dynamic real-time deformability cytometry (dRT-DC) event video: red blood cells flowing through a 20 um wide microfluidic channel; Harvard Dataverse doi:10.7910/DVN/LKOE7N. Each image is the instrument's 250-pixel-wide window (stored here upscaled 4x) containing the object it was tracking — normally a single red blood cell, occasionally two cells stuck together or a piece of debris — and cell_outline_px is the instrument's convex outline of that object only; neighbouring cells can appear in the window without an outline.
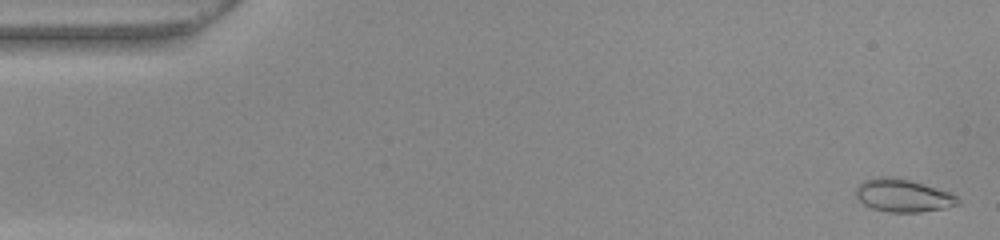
{"species": "common noctule bat (a hibernating species)", "species_latin": "Nyctalus noctula", "temperature_condition": "warm", "stored_images_in_passage": 30, "camera_frame_rate_fps": 3000, "um_per_image_px": 0.085, "animal": {"sex": "female", "body_mass_g": 22.0, "forearm_length_mm": 56.7}, "frame": {"image": 1, "passage_image": 2, "time_ms": 0.333, "image_size_px": [1000, 240], "cell_outline_px": [[960, 204], [944, 208], [920, 212], [888, 212], [868, 208], [856, 196], [856, 188], [864, 180], [876, 176], [896, 176], [952, 192], [960, 200]], "centroid_in_image_um": [76.76, 16.61], "position_along_channel_um": 8.2, "area_um2": 19.83}}
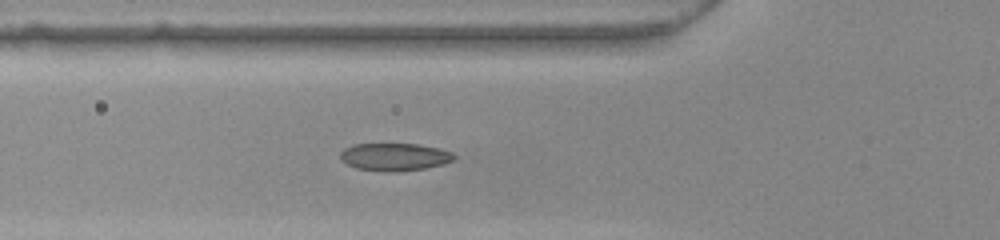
{"frame": {"image": 2, "passage_image": 19, "time_ms": 6.0, "image_size_px": [1000, 240], "cell_outline_px": [[456, 160], [444, 164], [424, 168], [396, 172], [392, 172], [356, 168], [340, 160], [340, 152], [344, 148], [356, 144], [420, 144], [452, 152], [456, 156]], "centroid_in_image_um": [33.56, 13.33], "position_along_channel_um": 92.2, "area_um2": 18.32}}
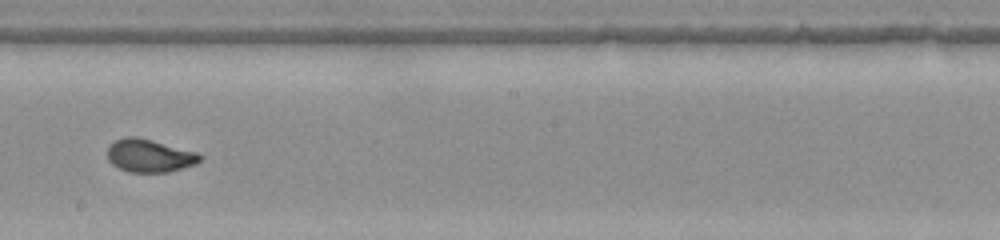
{"frame": {"image": 3, "passage_image": 30, "time_ms": 9.667, "image_size_px": [1000, 240], "cell_outline_px": [[204, 156], [196, 164], [168, 172], [128, 172], [112, 164], [108, 160], [108, 144], [124, 136], [136, 136], [152, 140], [196, 152]], "centroid_in_image_um": [12.69, 13.23], "position_along_channel_um": 235.5, "area_um2": 17.8}}